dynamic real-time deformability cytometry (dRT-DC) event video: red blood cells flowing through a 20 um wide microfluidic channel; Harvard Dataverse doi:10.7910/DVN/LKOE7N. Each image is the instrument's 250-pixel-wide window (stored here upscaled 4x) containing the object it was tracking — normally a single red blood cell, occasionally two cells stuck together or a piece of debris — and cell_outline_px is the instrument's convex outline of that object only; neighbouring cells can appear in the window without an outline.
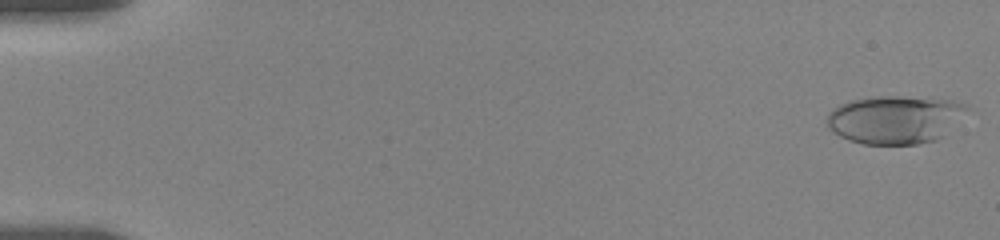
{"species": "human", "species_latin": "Homo sapiens", "temperature_condition": "room temperature", "stored_images_in_passage": 36, "camera_frame_rate_fps": 3000, "um_per_image_px": 0.085, "donor": {"sex": "female"}, "frame": {"image": 1, "passage_image": 1, "time_ms": 0.0, "image_size_px": [1000, 240], "cell_outline_px": [[968, 108], [936, 140], [916, 144], [864, 144], [848, 140], [832, 132], [828, 128], [828, 112], [832, 108], [848, 100], [876, 96], [900, 96], [952, 100], [968, 104]], "centroid_in_image_um": [75.98, 10.14], "position_along_channel_um": 9.0, "area_um2": 38.9}}
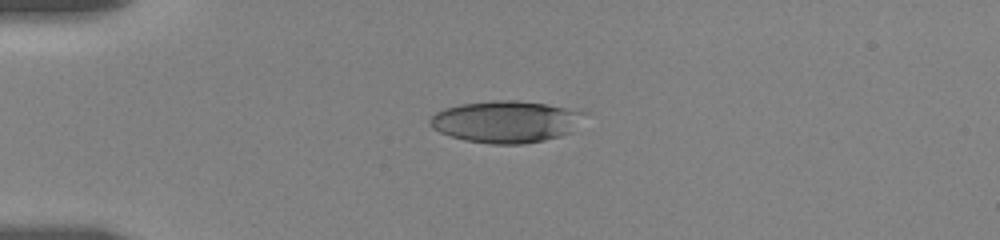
{"frame": {"image": 2, "passage_image": 26, "time_ms": 4.333, "image_size_px": [1000, 240], "cell_outline_px": [[588, 112], [572, 132], [560, 136], [544, 140], [524, 144], [492, 144], [464, 140], [448, 136], [432, 128], [428, 124], [428, 120], [436, 112], [444, 108], [460, 104], [492, 100], [516, 100], [544, 104]], "centroid_in_image_um": [42.98, 10.34], "position_along_channel_um": 42.0, "area_um2": 37.86}}